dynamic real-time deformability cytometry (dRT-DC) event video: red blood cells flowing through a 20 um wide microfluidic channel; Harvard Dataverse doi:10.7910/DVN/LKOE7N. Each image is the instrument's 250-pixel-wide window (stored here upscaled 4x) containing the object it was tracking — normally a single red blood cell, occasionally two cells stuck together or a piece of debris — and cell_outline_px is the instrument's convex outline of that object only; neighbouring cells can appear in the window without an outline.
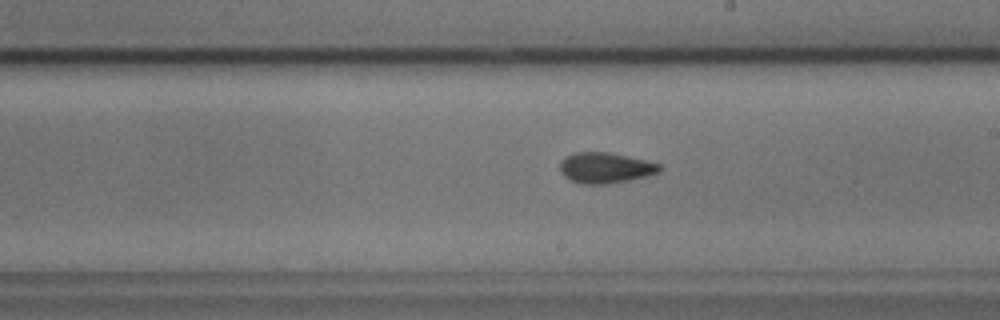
{"species": "common noctule bat (a hibernating species)", "species_latin": "Nyctalus noctula", "temperature_condition": "cold", "stored_images_in_passage": 29, "camera_frame_rate_fps": 3000, "um_per_image_px": 0.085, "animal": {"sex": "male", "body_mass_g": 17.9, "forearm_length_mm": 54.2}, "frame": {"image": 1, "passage_image": 17, "time_ms": 5.333, "image_size_px": [1000, 320], "cell_outline_px": [[660, 172], [648, 176], [608, 184], [584, 184], [572, 180], [564, 176], [560, 172], [560, 164], [572, 152], [608, 152], [644, 160], [660, 164]], "centroid_in_image_um": [51.46, 14.27], "position_along_channel_um": 237.5, "area_um2": 17.57}}